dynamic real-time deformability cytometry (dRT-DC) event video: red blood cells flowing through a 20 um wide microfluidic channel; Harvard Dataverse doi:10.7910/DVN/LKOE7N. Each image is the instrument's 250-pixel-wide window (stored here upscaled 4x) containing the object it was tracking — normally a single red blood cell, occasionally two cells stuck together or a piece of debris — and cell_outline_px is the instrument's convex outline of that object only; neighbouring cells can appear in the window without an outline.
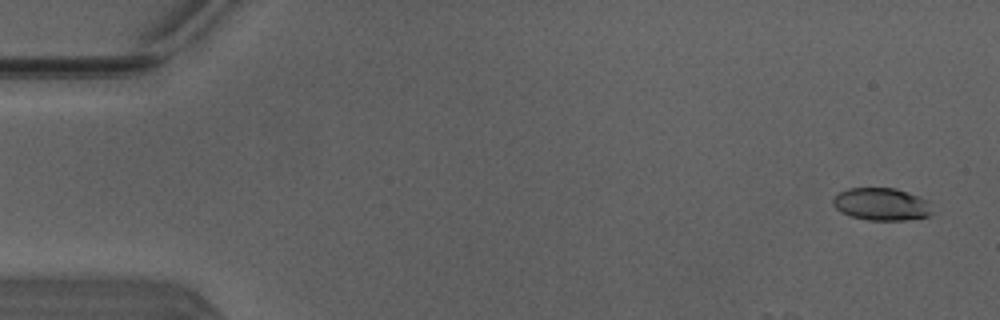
{"species": "Egyptian fruit bat (a non-hibernating species)", "species_latin": "Rousettus aegyptiacus", "temperature_condition": "warm", "stored_images_in_passage": 49, "camera_frame_rate_fps": 3000, "um_per_image_px": 0.085, "animal": {"sex": "male"}, "frame": {"image": 1, "passage_image": 3, "time_ms": 0.667, "image_size_px": [1000, 320], "cell_outline_px": [[932, 212], [928, 216], [904, 220], [868, 220], [852, 216], [840, 212], [832, 204], [832, 200], [840, 192], [848, 188], [896, 188], [920, 196], [928, 200]], "centroid_in_image_um": [74.93, 17.35], "position_along_channel_um": 10.1, "area_um2": 18.79}}
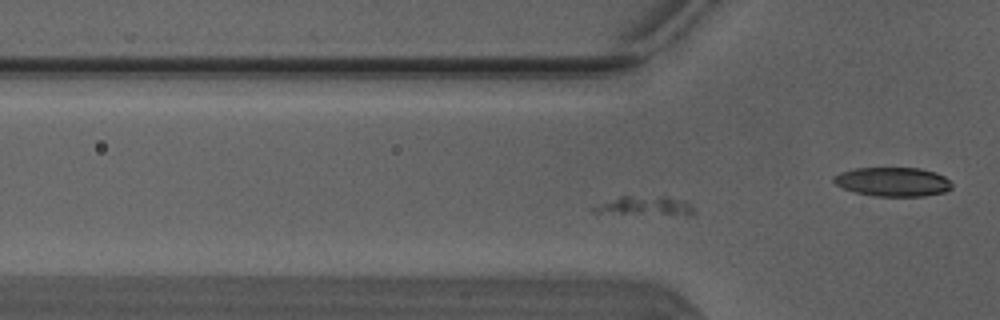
{"frame": {"image": 2, "passage_image": 15, "time_ms": 4.667, "image_size_px": [1000, 320], "cell_outline_px": [[696, 212], [692, 216], [684, 216], [592, 212], [588, 208], [620, 196], [668, 196], [688, 200], [696, 208]], "centroid_in_image_um": [54.98, 17.51], "position_along_channel_um": 70.8, "area_um2": 11.91}}